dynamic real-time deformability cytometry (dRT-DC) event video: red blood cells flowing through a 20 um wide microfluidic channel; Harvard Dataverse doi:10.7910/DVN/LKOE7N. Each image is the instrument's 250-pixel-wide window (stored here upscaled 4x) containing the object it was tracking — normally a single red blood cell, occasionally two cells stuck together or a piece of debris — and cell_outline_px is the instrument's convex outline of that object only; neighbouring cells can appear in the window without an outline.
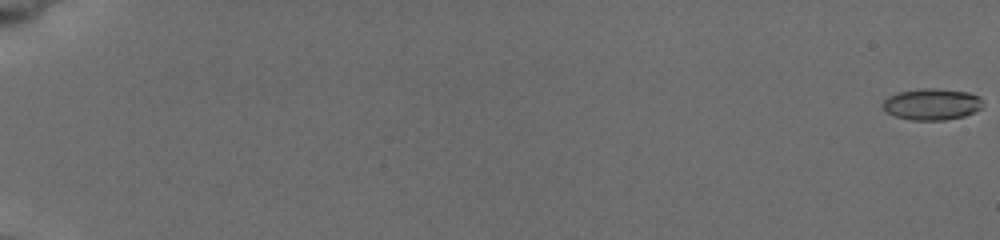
{"species": "common noctule bat (a hibernating species)", "species_latin": "Nyctalus noctula", "temperature_condition": "cold", "stored_images_in_passage": 10, "camera_frame_rate_fps": 3000, "um_per_image_px": 0.085, "animal": {"sex": "female", "body_mass_g": 19.5, "forearm_length_mm": 54.1}, "frame": {"image": 1, "passage_image": 1, "time_ms": 0.0, "image_size_px": [1000, 240], "cell_outline_px": [[980, 108], [976, 112], [964, 116], [944, 120], [912, 120], [896, 116], [888, 112], [880, 104], [888, 96], [900, 92], [920, 88], [936, 88], [968, 92], [980, 96]], "centroid_in_image_um": [79.2, 8.85], "position_along_channel_um": 5.8, "area_um2": 18.26}}
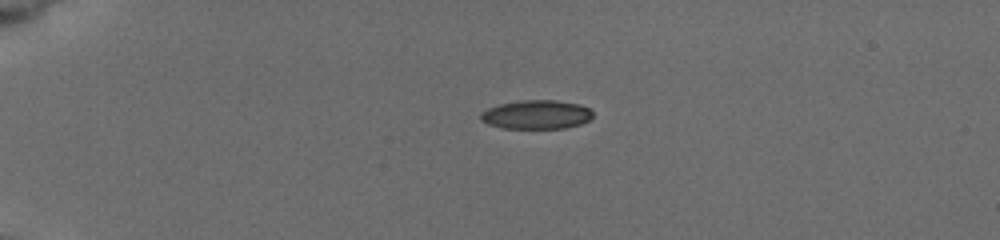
{"frame": {"image": 2, "passage_image": 7, "time_ms": 5.0, "image_size_px": [1000, 240], "cell_outline_px": [[592, 116], [588, 120], [580, 124], [564, 128], [504, 128], [488, 124], [480, 120], [480, 112], [488, 108], [500, 104], [520, 100], [556, 100], [580, 104], [588, 108], [592, 112]], "centroid_in_image_um": [45.57, 9.73], "position_along_channel_um": 39.4, "area_um2": 18.84}}
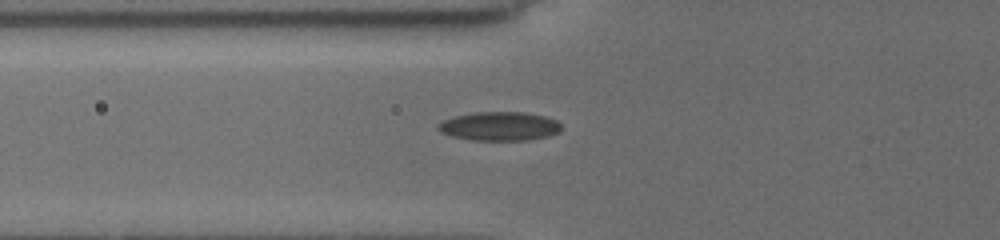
{"frame": {"image": 3, "passage_image": 10, "time_ms": 7.667, "image_size_px": [1000, 240], "cell_outline_px": [[560, 132], [548, 136], [528, 140], [472, 140], [452, 136], [440, 132], [436, 128], [436, 124], [444, 120], [456, 116], [472, 112], [524, 112], [544, 116], [556, 120], [560, 124]], "centroid_in_image_um": [42.43, 10.73], "position_along_channel_um": 83.4, "area_um2": 20.75}}